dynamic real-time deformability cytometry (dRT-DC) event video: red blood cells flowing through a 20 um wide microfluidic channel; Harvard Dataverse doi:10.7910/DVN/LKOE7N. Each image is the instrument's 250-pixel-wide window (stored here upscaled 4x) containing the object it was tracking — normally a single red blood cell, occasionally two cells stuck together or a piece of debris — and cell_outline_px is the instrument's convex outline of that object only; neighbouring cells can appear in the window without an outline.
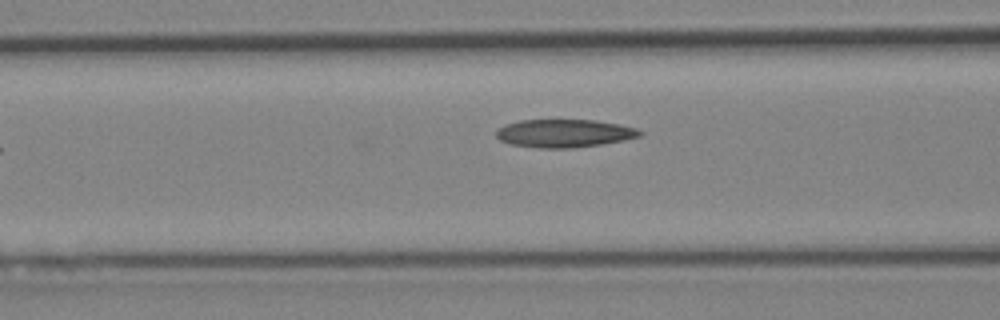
{"species": "Egyptian fruit bat (a non-hibernating species)", "species_latin": "Rousettus aegyptiacus", "temperature_condition": "cold", "stored_images_in_passage": 6, "camera_frame_rate_fps": 3000, "um_per_image_px": 0.085, "animal": {"sex": "female"}, "frame": {"image": 1, "passage_image": 6, "time_ms": 6.667, "image_size_px": [1000, 320], "cell_outline_px": [[644, 132], [640, 136], [624, 140], [600, 144], [572, 148], [540, 148], [508, 144], [500, 140], [496, 136], [496, 128], [504, 124], [520, 120], [596, 120], [620, 124], [636, 128]], "centroid_in_image_um": [47.93, 11.33], "position_along_channel_um": 118.7, "area_um2": 23.64}}